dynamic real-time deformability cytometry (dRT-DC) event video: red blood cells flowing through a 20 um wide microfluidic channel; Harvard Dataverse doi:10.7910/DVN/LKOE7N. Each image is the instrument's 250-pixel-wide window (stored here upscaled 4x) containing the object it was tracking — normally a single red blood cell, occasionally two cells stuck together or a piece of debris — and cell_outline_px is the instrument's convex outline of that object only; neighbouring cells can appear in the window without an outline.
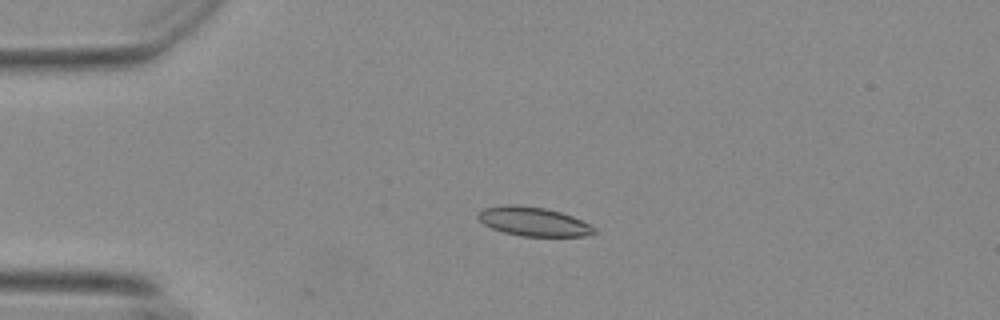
{"species": "Egyptian fruit bat (a non-hibernating species)", "species_latin": "Rousettus aegyptiacus", "temperature_condition": "warm", "stored_images_in_passage": 43, "camera_frame_rate_fps": 3000, "um_per_image_px": 0.085, "animal": {"sex": "female"}, "frame": {"image": 1, "passage_image": 1, "time_ms": 0.0, "image_size_px": [1000, 320], "cell_outline_px": [[596, 232], [584, 236], [524, 236], [504, 232], [492, 228], [484, 224], [476, 216], [484, 208], [504, 204], [516, 204], [544, 208], [560, 212], [572, 216], [596, 228]], "centroid_in_image_um": [45.32, 18.82], "position_along_channel_um": 39.7, "area_um2": 19.42}}
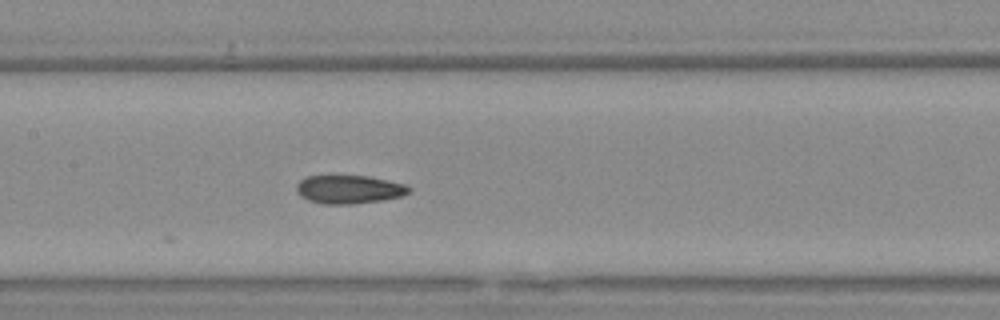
{"frame": {"image": 2, "passage_image": 15, "time_ms": 4.667, "image_size_px": [1000, 320], "cell_outline_px": [[412, 192], [404, 196], [384, 200], [352, 204], [324, 204], [308, 200], [300, 196], [296, 192], [296, 184], [304, 176], [368, 176], [408, 184], [412, 188]], "centroid_in_image_um": [29.72, 16.1], "position_along_channel_um": 177.7, "area_um2": 19.02}}
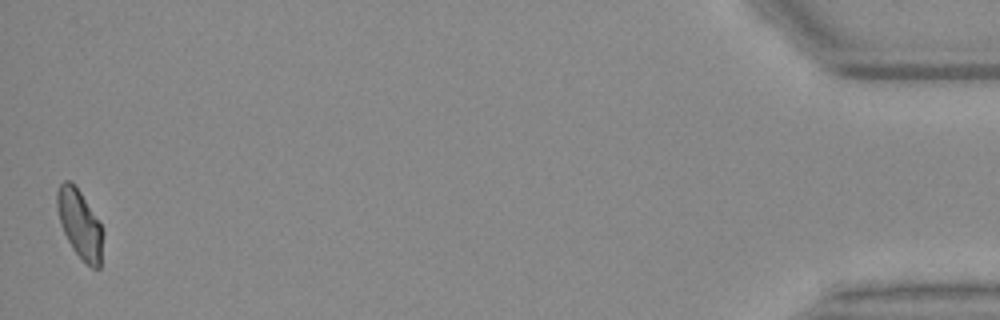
{"frame": {"image": 3, "passage_image": 43, "time_ms": 14.0, "image_size_px": [1000, 320], "cell_outline_px": [[104, 232], [100, 268], [92, 268], [72, 248], [60, 224], [56, 204], [56, 192], [60, 184], [64, 180], [68, 180], [80, 192], [100, 224]], "centroid_in_image_um": [6.78, 19.05], "position_along_channel_um": 428.4, "area_um2": 17.98}, "authors_computed_cell_mechanics": {"area_um2": 18.7272, "velocity_mm_per_s": 3.6751, "shape_relaxation_time_tau1_ms": 9.3378, "shape_relaxation_time_tau2_ms": 1.5326, "deformation_change_tau1": 0.2286, "deformation_change_tau2": 0.0756}}